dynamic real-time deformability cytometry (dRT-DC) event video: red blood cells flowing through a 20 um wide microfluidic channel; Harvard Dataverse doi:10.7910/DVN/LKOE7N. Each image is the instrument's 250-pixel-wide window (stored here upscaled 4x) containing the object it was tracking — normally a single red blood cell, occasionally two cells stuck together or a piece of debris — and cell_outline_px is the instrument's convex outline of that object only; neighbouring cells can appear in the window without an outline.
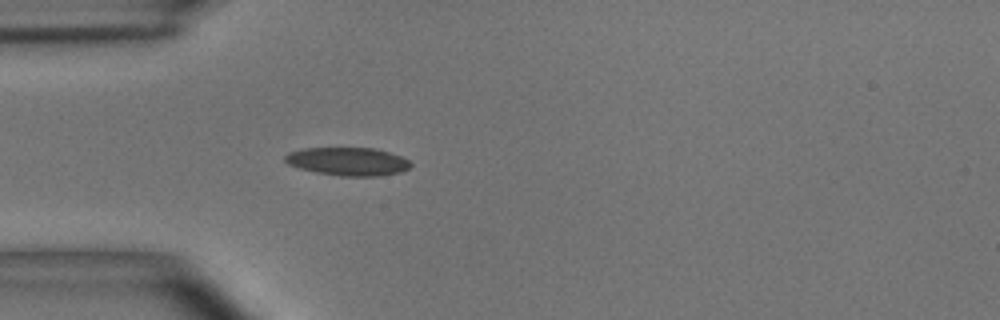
{"species": "common noctule bat (a hibernating species)", "species_latin": "Nyctalus noctula", "temperature_condition": "room temperature", "stored_images_in_passage": 4, "camera_frame_rate_fps": 3000, "um_per_image_px": 0.085, "animal": {"sex": "male", "body_mass_g": 15.6}, "frame": {"image": 1, "passage_image": 4, "time_ms": 1.0, "image_size_px": [1000, 320], "cell_outline_px": [[412, 164], [408, 168], [400, 172], [380, 176], [340, 176], [316, 172], [300, 168], [288, 164], [284, 160], [284, 156], [288, 152], [304, 148], [376, 148], [400, 156], [408, 160]], "centroid_in_image_um": [29.55, 13.72], "position_along_channel_um": 55.4, "area_um2": 20.58}}